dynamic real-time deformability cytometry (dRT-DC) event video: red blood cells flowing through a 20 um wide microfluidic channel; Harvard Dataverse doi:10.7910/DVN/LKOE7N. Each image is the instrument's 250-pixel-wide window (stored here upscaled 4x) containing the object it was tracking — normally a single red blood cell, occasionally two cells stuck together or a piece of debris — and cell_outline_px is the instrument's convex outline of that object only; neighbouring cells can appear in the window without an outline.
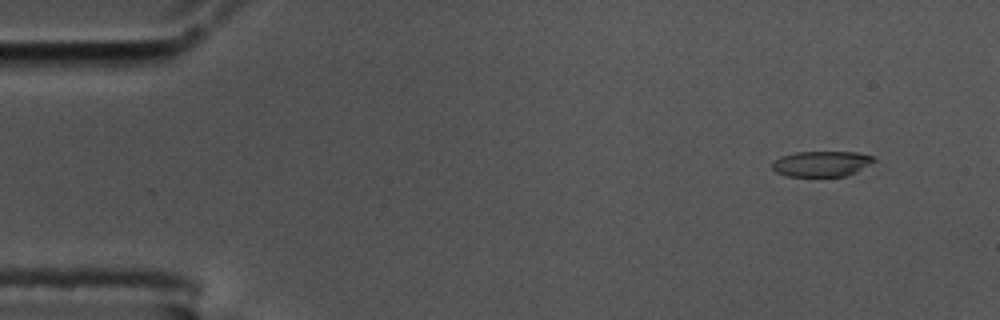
{"species": "common noctule bat (a hibernating species)", "species_latin": "Nyctalus noctula", "temperature_condition": "cold", "stored_images_in_passage": 14, "camera_frame_rate_fps": 3000, "um_per_image_px": 0.085, "animal": {"sex": "male", "body_mass_g": 17.5, "forearm_length_mm": 52.3}, "frame": {"image": 1, "passage_image": 5, "time_ms": 1.333, "image_size_px": [1000, 320], "cell_outline_px": [[876, 160], [856, 172], [844, 176], [788, 176], [776, 172], [772, 168], [772, 160], [780, 156], [796, 152], [856, 152], [872, 156]], "centroid_in_image_um": [69.79, 13.91], "position_along_channel_um": 15.2, "area_um2": 15.09}}